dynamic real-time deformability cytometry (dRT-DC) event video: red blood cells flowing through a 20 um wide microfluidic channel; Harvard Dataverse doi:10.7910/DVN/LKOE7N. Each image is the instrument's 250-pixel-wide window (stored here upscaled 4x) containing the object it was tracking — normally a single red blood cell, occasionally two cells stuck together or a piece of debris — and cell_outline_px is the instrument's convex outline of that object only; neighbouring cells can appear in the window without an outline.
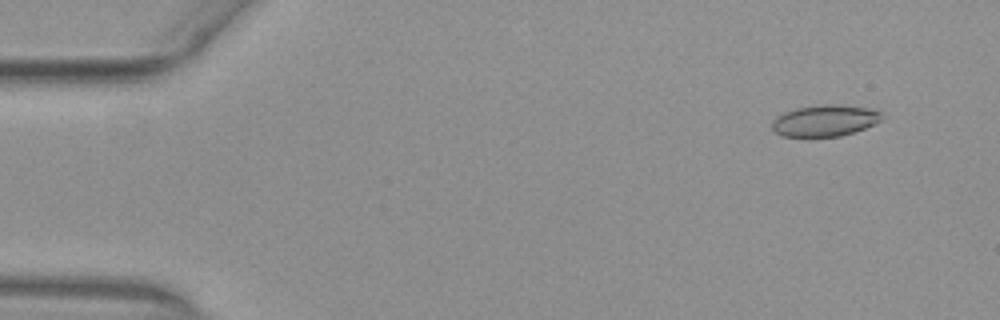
{"species": "common noctule bat (a hibernating species)", "species_latin": "Nyctalus noctula", "temperature_condition": "warm", "stored_images_in_passage": 52, "camera_frame_rate_fps": 3000, "um_per_image_px": 0.085, "animal": {"sex": "female", "body_mass_g": 29.2, "forearm_length_mm": 56.3}, "frame": {"image": 1, "passage_image": 3, "time_ms": 0.667, "image_size_px": [1000, 320], "cell_outline_px": [[880, 120], [864, 128], [840, 136], [808, 140], [780, 136], [772, 132], [772, 120], [776, 116], [784, 112], [796, 108], [824, 104], [840, 104], [868, 108], [880, 112]], "centroid_in_image_um": [69.97, 10.31], "position_along_channel_um": 15.0, "area_um2": 20.81}}
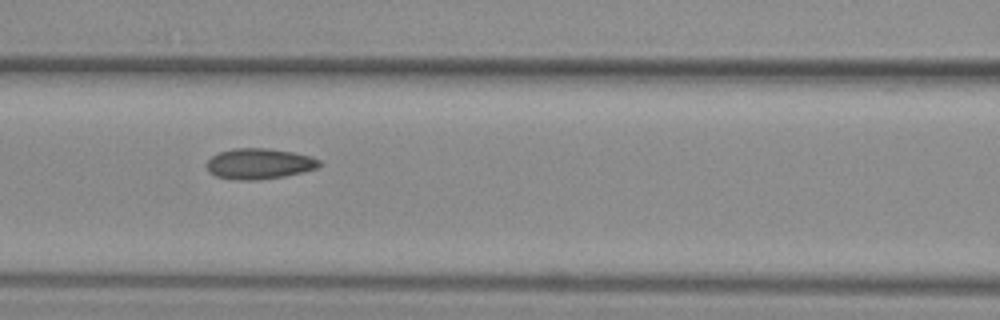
{"frame": {"image": 2, "passage_image": 22, "time_ms": 7.0, "image_size_px": [1000, 320], "cell_outline_px": [[320, 164], [316, 168], [284, 176], [260, 180], [240, 180], [216, 176], [208, 172], [208, 160], [212, 156], [220, 152], [232, 148], [268, 148], [292, 152], [312, 156], [320, 160]], "centroid_in_image_um": [22.03, 13.91], "position_along_channel_um": 144.6, "area_um2": 20.0}}
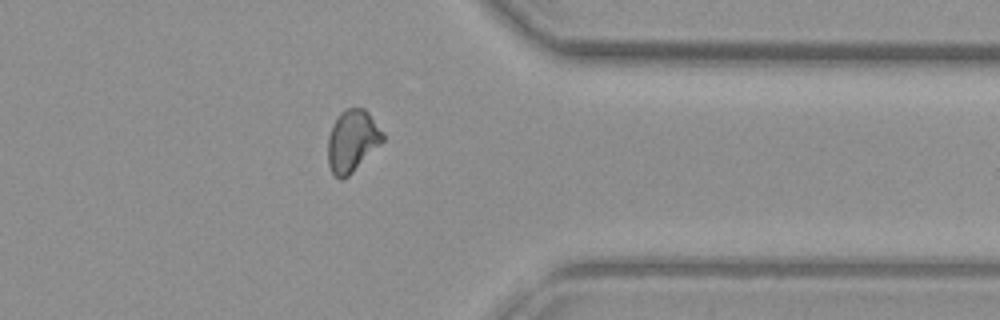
{"frame": {"image": 3, "passage_image": 41, "time_ms": 13.333, "image_size_px": [1000, 320], "cell_outline_px": [[384, 140], [348, 176], [340, 180], [332, 172], [328, 164], [328, 136], [332, 124], [340, 112], [348, 108], [364, 108], [368, 112], [384, 132]], "centroid_in_image_um": [29.93, 11.95], "position_along_channel_um": 381.5, "area_um2": 19.71}, "authors_computed_cell_mechanics": {"area_um2": 19.7676, "velocity_mm_per_s": 3.9001, "shape_relaxation_time_tau1_ms": null, "shape_relaxation_time_tau2_ms": 2.6681, "deformation_change_tau1": null, "deformation_change_tau2": 0.083}}